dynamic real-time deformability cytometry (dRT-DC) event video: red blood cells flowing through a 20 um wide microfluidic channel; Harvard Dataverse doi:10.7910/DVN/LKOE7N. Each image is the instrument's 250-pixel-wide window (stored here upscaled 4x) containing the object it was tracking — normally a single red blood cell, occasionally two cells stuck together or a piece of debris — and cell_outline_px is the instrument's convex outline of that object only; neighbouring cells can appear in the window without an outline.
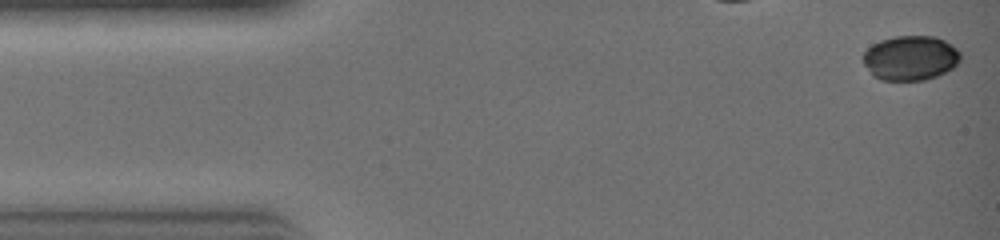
{"species": "common noctule bat (a hibernating species)", "species_latin": "Nyctalus noctula", "temperature_condition": "warm", "stored_images_in_passage": 27, "camera_frame_rate_fps": 3000, "um_per_image_px": 0.085, "animal": {"sex": "female", "body_mass_g": 19.0, "forearm_length_mm": 51.5}, "frame": {"image": 1, "passage_image": 1, "time_ms": 0.0, "image_size_px": [1000, 240], "cell_outline_px": [[960, 60], [952, 68], [936, 76], [924, 80], [880, 80], [872, 76], [864, 64], [864, 52], [872, 44], [880, 40], [896, 36], [932, 36], [944, 40], [956, 48], [960, 52]], "centroid_in_image_um": [77.37, 4.93], "position_along_channel_um": 7.6, "area_um2": 25.26}}
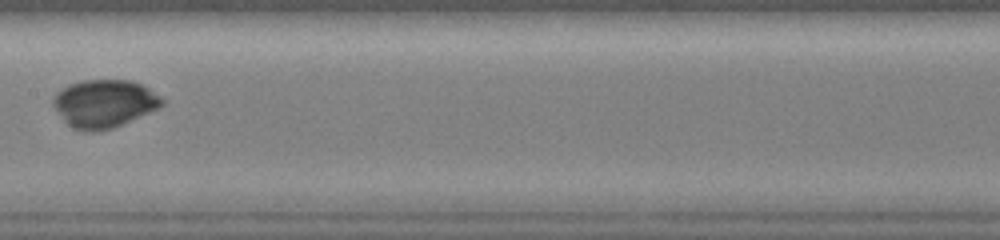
{"frame": {"image": 2, "passage_image": 15, "time_ms": 4.667, "image_size_px": [1000, 240], "cell_outline_px": [[164, 104], [160, 108], [112, 128], [96, 132], [84, 132], [72, 128], [64, 120], [52, 104], [52, 96], [60, 88], [68, 84], [84, 80], [132, 80], [148, 88], [160, 96], [164, 100]], "centroid_in_image_um": [8.83, 8.8], "position_along_channel_um": 198.6, "area_um2": 30.58}}
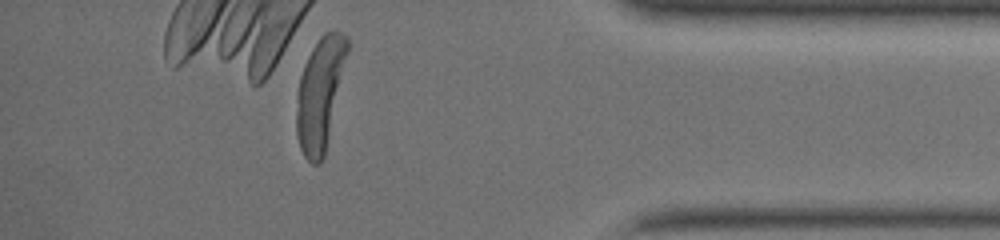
{"frame": {"image": 3, "passage_image": 26, "time_ms": 8.333, "image_size_px": [1000, 240], "cell_outline_px": [[348, 52], [324, 156], [320, 164], [312, 164], [304, 156], [300, 148], [296, 136], [296, 96], [300, 76], [304, 64], [312, 48], [320, 36], [324, 32], [340, 32], [348, 36]], "centroid_in_image_um": [27.18, 7.97], "position_along_channel_um": 408.0, "area_um2": 33.06}}